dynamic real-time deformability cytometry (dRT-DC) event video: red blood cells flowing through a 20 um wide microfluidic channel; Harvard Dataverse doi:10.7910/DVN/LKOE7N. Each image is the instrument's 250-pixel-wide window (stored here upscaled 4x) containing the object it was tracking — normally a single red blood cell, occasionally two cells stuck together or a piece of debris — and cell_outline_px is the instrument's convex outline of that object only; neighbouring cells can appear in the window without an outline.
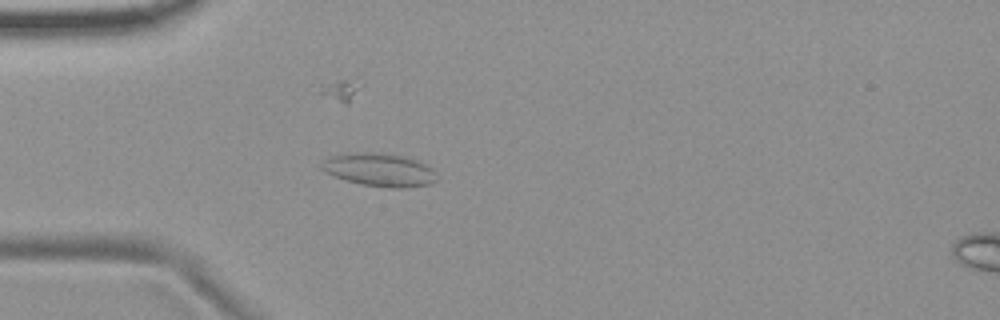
{"species": "common noctule bat (a hibernating species)", "species_latin": "Nyctalus noctula", "temperature_condition": "room temperature", "stored_images_in_passage": 41, "camera_frame_rate_fps": 3000, "um_per_image_px": 0.085, "animal": {"sex": "female", "body_mass_g": 19.9}, "frame": {"image": 1, "passage_image": 8, "time_ms": 2.333, "image_size_px": [1000, 320], "cell_outline_px": [[440, 180], [432, 184], [404, 188], [388, 188], [360, 184], [344, 180], [324, 172], [320, 168], [320, 164], [324, 160], [332, 156], [356, 152], [372, 152], [404, 156], [416, 160], [432, 168]], "centroid_in_image_um": [32.27, 14.45], "position_along_channel_um": 52.7, "area_um2": 22.48}}
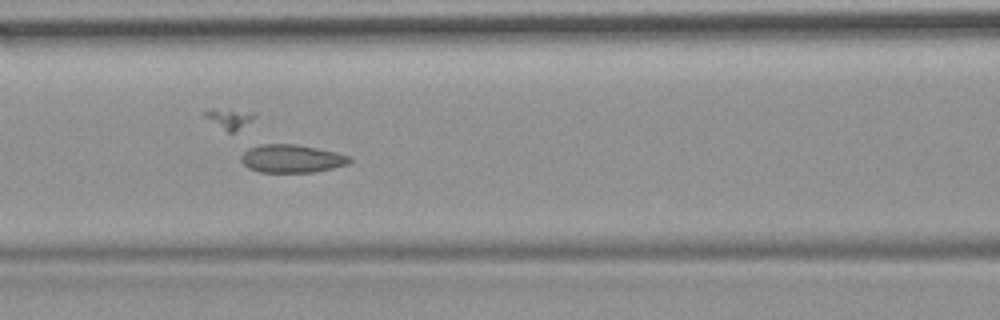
{"frame": {"image": 2, "passage_image": 16, "time_ms": 5.0, "image_size_px": [1000, 320], "cell_outline_px": [[352, 160], [348, 164], [332, 168], [312, 172], [260, 172], [248, 168], [240, 160], [240, 156], [248, 148], [260, 144], [296, 144], [336, 152], [352, 156]], "centroid_in_image_um": [24.79, 13.48], "position_along_channel_um": 141.8, "area_um2": 17.8}}
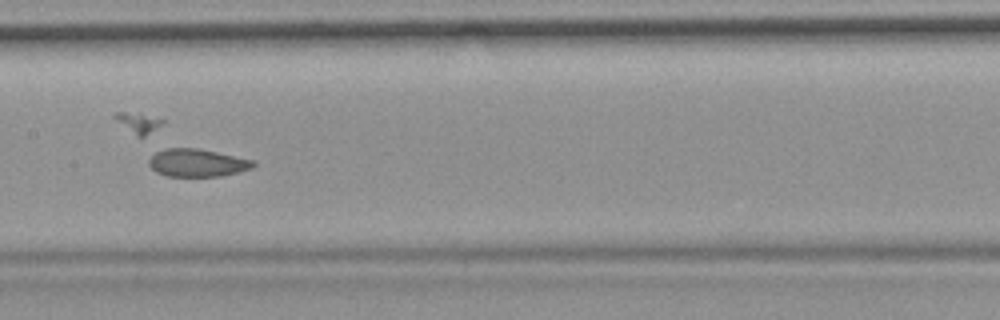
{"frame": {"image": 3, "passage_image": 20, "time_ms": 6.333, "image_size_px": [1000, 320], "cell_outline_px": [[256, 164], [252, 168], [220, 176], [168, 176], [156, 172], [148, 164], [148, 160], [156, 152], [164, 148], [196, 148], [256, 160]], "centroid_in_image_um": [16.76, 13.83], "position_along_channel_um": 190.6, "area_um2": 16.82}}